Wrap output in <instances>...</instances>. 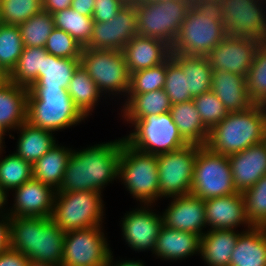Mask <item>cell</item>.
<instances>
[{
    "mask_svg": "<svg viewBox=\"0 0 266 266\" xmlns=\"http://www.w3.org/2000/svg\"><path fill=\"white\" fill-rule=\"evenodd\" d=\"M229 266H266V227L251 226L239 234Z\"/></svg>",
    "mask_w": 266,
    "mask_h": 266,
    "instance_id": "obj_26",
    "label": "cell"
},
{
    "mask_svg": "<svg viewBox=\"0 0 266 266\" xmlns=\"http://www.w3.org/2000/svg\"><path fill=\"white\" fill-rule=\"evenodd\" d=\"M5 209L0 210V254L10 248V217L4 213Z\"/></svg>",
    "mask_w": 266,
    "mask_h": 266,
    "instance_id": "obj_49",
    "label": "cell"
},
{
    "mask_svg": "<svg viewBox=\"0 0 266 266\" xmlns=\"http://www.w3.org/2000/svg\"><path fill=\"white\" fill-rule=\"evenodd\" d=\"M55 27L69 33L80 46L85 47L91 38L94 21L72 8L53 14Z\"/></svg>",
    "mask_w": 266,
    "mask_h": 266,
    "instance_id": "obj_37",
    "label": "cell"
},
{
    "mask_svg": "<svg viewBox=\"0 0 266 266\" xmlns=\"http://www.w3.org/2000/svg\"><path fill=\"white\" fill-rule=\"evenodd\" d=\"M207 231L214 229L235 230L239 226L249 229L242 192L205 200Z\"/></svg>",
    "mask_w": 266,
    "mask_h": 266,
    "instance_id": "obj_20",
    "label": "cell"
},
{
    "mask_svg": "<svg viewBox=\"0 0 266 266\" xmlns=\"http://www.w3.org/2000/svg\"><path fill=\"white\" fill-rule=\"evenodd\" d=\"M134 132L124 140L139 151L158 155L178 150L189 143L181 136L170 112L146 116L137 120Z\"/></svg>",
    "mask_w": 266,
    "mask_h": 266,
    "instance_id": "obj_10",
    "label": "cell"
},
{
    "mask_svg": "<svg viewBox=\"0 0 266 266\" xmlns=\"http://www.w3.org/2000/svg\"><path fill=\"white\" fill-rule=\"evenodd\" d=\"M225 37L226 30L216 7L192 4L171 47V53L208 56Z\"/></svg>",
    "mask_w": 266,
    "mask_h": 266,
    "instance_id": "obj_5",
    "label": "cell"
},
{
    "mask_svg": "<svg viewBox=\"0 0 266 266\" xmlns=\"http://www.w3.org/2000/svg\"><path fill=\"white\" fill-rule=\"evenodd\" d=\"M201 236L166 227L164 224L156 239L153 254L165 261H177L200 254ZM186 257V258H185Z\"/></svg>",
    "mask_w": 266,
    "mask_h": 266,
    "instance_id": "obj_24",
    "label": "cell"
},
{
    "mask_svg": "<svg viewBox=\"0 0 266 266\" xmlns=\"http://www.w3.org/2000/svg\"><path fill=\"white\" fill-rule=\"evenodd\" d=\"M24 47H43L55 28L53 14L42 10L18 25Z\"/></svg>",
    "mask_w": 266,
    "mask_h": 266,
    "instance_id": "obj_39",
    "label": "cell"
},
{
    "mask_svg": "<svg viewBox=\"0 0 266 266\" xmlns=\"http://www.w3.org/2000/svg\"><path fill=\"white\" fill-rule=\"evenodd\" d=\"M241 232L214 229L201 237L200 256L207 266H229L230 258Z\"/></svg>",
    "mask_w": 266,
    "mask_h": 266,
    "instance_id": "obj_28",
    "label": "cell"
},
{
    "mask_svg": "<svg viewBox=\"0 0 266 266\" xmlns=\"http://www.w3.org/2000/svg\"><path fill=\"white\" fill-rule=\"evenodd\" d=\"M44 49L59 58L80 59L82 46L67 32L54 28Z\"/></svg>",
    "mask_w": 266,
    "mask_h": 266,
    "instance_id": "obj_46",
    "label": "cell"
},
{
    "mask_svg": "<svg viewBox=\"0 0 266 266\" xmlns=\"http://www.w3.org/2000/svg\"><path fill=\"white\" fill-rule=\"evenodd\" d=\"M123 138L102 142L82 150H73L56 192H101L118 179L120 150Z\"/></svg>",
    "mask_w": 266,
    "mask_h": 266,
    "instance_id": "obj_1",
    "label": "cell"
},
{
    "mask_svg": "<svg viewBox=\"0 0 266 266\" xmlns=\"http://www.w3.org/2000/svg\"><path fill=\"white\" fill-rule=\"evenodd\" d=\"M263 142L266 145V125H265V129H264V137H263Z\"/></svg>",
    "mask_w": 266,
    "mask_h": 266,
    "instance_id": "obj_58",
    "label": "cell"
},
{
    "mask_svg": "<svg viewBox=\"0 0 266 266\" xmlns=\"http://www.w3.org/2000/svg\"><path fill=\"white\" fill-rule=\"evenodd\" d=\"M266 108L254 104L246 110L228 115L209 130L206 147L225 156L238 153L263 142Z\"/></svg>",
    "mask_w": 266,
    "mask_h": 266,
    "instance_id": "obj_3",
    "label": "cell"
},
{
    "mask_svg": "<svg viewBox=\"0 0 266 266\" xmlns=\"http://www.w3.org/2000/svg\"><path fill=\"white\" fill-rule=\"evenodd\" d=\"M114 256L111 254V256H110V259H109V261L107 262V264H106V266H145L144 264V262H142L141 260H136V261H134V260H125V261H118V262H116V263H114V265H113V260H114V258H113Z\"/></svg>",
    "mask_w": 266,
    "mask_h": 266,
    "instance_id": "obj_52",
    "label": "cell"
},
{
    "mask_svg": "<svg viewBox=\"0 0 266 266\" xmlns=\"http://www.w3.org/2000/svg\"><path fill=\"white\" fill-rule=\"evenodd\" d=\"M101 192H56L50 219L64 231L101 226L105 213Z\"/></svg>",
    "mask_w": 266,
    "mask_h": 266,
    "instance_id": "obj_8",
    "label": "cell"
},
{
    "mask_svg": "<svg viewBox=\"0 0 266 266\" xmlns=\"http://www.w3.org/2000/svg\"><path fill=\"white\" fill-rule=\"evenodd\" d=\"M103 226L67 231L61 266H106L113 252Z\"/></svg>",
    "mask_w": 266,
    "mask_h": 266,
    "instance_id": "obj_14",
    "label": "cell"
},
{
    "mask_svg": "<svg viewBox=\"0 0 266 266\" xmlns=\"http://www.w3.org/2000/svg\"><path fill=\"white\" fill-rule=\"evenodd\" d=\"M13 190L14 203L6 212L9 217H51L56 193L51 186L32 177Z\"/></svg>",
    "mask_w": 266,
    "mask_h": 266,
    "instance_id": "obj_18",
    "label": "cell"
},
{
    "mask_svg": "<svg viewBox=\"0 0 266 266\" xmlns=\"http://www.w3.org/2000/svg\"><path fill=\"white\" fill-rule=\"evenodd\" d=\"M4 198L0 195V210H4Z\"/></svg>",
    "mask_w": 266,
    "mask_h": 266,
    "instance_id": "obj_57",
    "label": "cell"
},
{
    "mask_svg": "<svg viewBox=\"0 0 266 266\" xmlns=\"http://www.w3.org/2000/svg\"><path fill=\"white\" fill-rule=\"evenodd\" d=\"M170 113L179 133L189 144L206 145L209 129L203 124L193 100L173 104Z\"/></svg>",
    "mask_w": 266,
    "mask_h": 266,
    "instance_id": "obj_31",
    "label": "cell"
},
{
    "mask_svg": "<svg viewBox=\"0 0 266 266\" xmlns=\"http://www.w3.org/2000/svg\"><path fill=\"white\" fill-rule=\"evenodd\" d=\"M80 64L105 96H126L131 74L122 51L82 48Z\"/></svg>",
    "mask_w": 266,
    "mask_h": 266,
    "instance_id": "obj_9",
    "label": "cell"
},
{
    "mask_svg": "<svg viewBox=\"0 0 266 266\" xmlns=\"http://www.w3.org/2000/svg\"><path fill=\"white\" fill-rule=\"evenodd\" d=\"M1 22L20 25L43 10L42 0H0Z\"/></svg>",
    "mask_w": 266,
    "mask_h": 266,
    "instance_id": "obj_43",
    "label": "cell"
},
{
    "mask_svg": "<svg viewBox=\"0 0 266 266\" xmlns=\"http://www.w3.org/2000/svg\"><path fill=\"white\" fill-rule=\"evenodd\" d=\"M3 151H0V155ZM32 177V165L15 153L0 158V195L4 198V207L8 203V191H13Z\"/></svg>",
    "mask_w": 266,
    "mask_h": 266,
    "instance_id": "obj_35",
    "label": "cell"
},
{
    "mask_svg": "<svg viewBox=\"0 0 266 266\" xmlns=\"http://www.w3.org/2000/svg\"><path fill=\"white\" fill-rule=\"evenodd\" d=\"M46 53L43 47H24L16 66L7 79L29 89L38 81V73L42 71L43 56Z\"/></svg>",
    "mask_w": 266,
    "mask_h": 266,
    "instance_id": "obj_36",
    "label": "cell"
},
{
    "mask_svg": "<svg viewBox=\"0 0 266 266\" xmlns=\"http://www.w3.org/2000/svg\"><path fill=\"white\" fill-rule=\"evenodd\" d=\"M247 91L254 104H266V40L260 41L246 76Z\"/></svg>",
    "mask_w": 266,
    "mask_h": 266,
    "instance_id": "obj_40",
    "label": "cell"
},
{
    "mask_svg": "<svg viewBox=\"0 0 266 266\" xmlns=\"http://www.w3.org/2000/svg\"><path fill=\"white\" fill-rule=\"evenodd\" d=\"M135 2L129 0L109 22L94 21L92 35L86 48L122 51L138 34Z\"/></svg>",
    "mask_w": 266,
    "mask_h": 266,
    "instance_id": "obj_15",
    "label": "cell"
},
{
    "mask_svg": "<svg viewBox=\"0 0 266 266\" xmlns=\"http://www.w3.org/2000/svg\"><path fill=\"white\" fill-rule=\"evenodd\" d=\"M256 1H259V2H266V0H256Z\"/></svg>",
    "mask_w": 266,
    "mask_h": 266,
    "instance_id": "obj_61",
    "label": "cell"
},
{
    "mask_svg": "<svg viewBox=\"0 0 266 266\" xmlns=\"http://www.w3.org/2000/svg\"><path fill=\"white\" fill-rule=\"evenodd\" d=\"M233 183L238 192H244L266 175V145L255 144L228 156Z\"/></svg>",
    "mask_w": 266,
    "mask_h": 266,
    "instance_id": "obj_21",
    "label": "cell"
},
{
    "mask_svg": "<svg viewBox=\"0 0 266 266\" xmlns=\"http://www.w3.org/2000/svg\"><path fill=\"white\" fill-rule=\"evenodd\" d=\"M193 101L203 124L209 130L220 123L229 113L212 90L194 97Z\"/></svg>",
    "mask_w": 266,
    "mask_h": 266,
    "instance_id": "obj_45",
    "label": "cell"
},
{
    "mask_svg": "<svg viewBox=\"0 0 266 266\" xmlns=\"http://www.w3.org/2000/svg\"><path fill=\"white\" fill-rule=\"evenodd\" d=\"M245 214L252 226L266 227V175L242 192Z\"/></svg>",
    "mask_w": 266,
    "mask_h": 266,
    "instance_id": "obj_41",
    "label": "cell"
},
{
    "mask_svg": "<svg viewBox=\"0 0 266 266\" xmlns=\"http://www.w3.org/2000/svg\"><path fill=\"white\" fill-rule=\"evenodd\" d=\"M211 90L229 113L243 111L254 105L247 91L245 76L213 70Z\"/></svg>",
    "mask_w": 266,
    "mask_h": 266,
    "instance_id": "obj_23",
    "label": "cell"
},
{
    "mask_svg": "<svg viewBox=\"0 0 266 266\" xmlns=\"http://www.w3.org/2000/svg\"><path fill=\"white\" fill-rule=\"evenodd\" d=\"M80 65V59L59 58L48 52L43 56L42 71L38 81L30 88L68 89L73 73Z\"/></svg>",
    "mask_w": 266,
    "mask_h": 266,
    "instance_id": "obj_32",
    "label": "cell"
},
{
    "mask_svg": "<svg viewBox=\"0 0 266 266\" xmlns=\"http://www.w3.org/2000/svg\"><path fill=\"white\" fill-rule=\"evenodd\" d=\"M133 1L138 34L162 40L172 47L192 5L191 0Z\"/></svg>",
    "mask_w": 266,
    "mask_h": 266,
    "instance_id": "obj_7",
    "label": "cell"
},
{
    "mask_svg": "<svg viewBox=\"0 0 266 266\" xmlns=\"http://www.w3.org/2000/svg\"><path fill=\"white\" fill-rule=\"evenodd\" d=\"M171 55L182 66L183 74L187 77L188 92L193 98L211 91L213 69L207 56Z\"/></svg>",
    "mask_w": 266,
    "mask_h": 266,
    "instance_id": "obj_33",
    "label": "cell"
},
{
    "mask_svg": "<svg viewBox=\"0 0 266 266\" xmlns=\"http://www.w3.org/2000/svg\"><path fill=\"white\" fill-rule=\"evenodd\" d=\"M129 0H96L93 21L109 22L124 7Z\"/></svg>",
    "mask_w": 266,
    "mask_h": 266,
    "instance_id": "obj_47",
    "label": "cell"
},
{
    "mask_svg": "<svg viewBox=\"0 0 266 266\" xmlns=\"http://www.w3.org/2000/svg\"><path fill=\"white\" fill-rule=\"evenodd\" d=\"M5 135H7L6 132L3 131L2 128H0V151L3 150V148H5V147H4L5 143H4V141H3L4 138H5V137H4ZM3 144H4V145H3Z\"/></svg>",
    "mask_w": 266,
    "mask_h": 266,
    "instance_id": "obj_55",
    "label": "cell"
},
{
    "mask_svg": "<svg viewBox=\"0 0 266 266\" xmlns=\"http://www.w3.org/2000/svg\"><path fill=\"white\" fill-rule=\"evenodd\" d=\"M146 1L161 2V1H166V0H146Z\"/></svg>",
    "mask_w": 266,
    "mask_h": 266,
    "instance_id": "obj_59",
    "label": "cell"
},
{
    "mask_svg": "<svg viewBox=\"0 0 266 266\" xmlns=\"http://www.w3.org/2000/svg\"><path fill=\"white\" fill-rule=\"evenodd\" d=\"M28 88L10 82L0 85V128L15 131L26 122Z\"/></svg>",
    "mask_w": 266,
    "mask_h": 266,
    "instance_id": "obj_25",
    "label": "cell"
},
{
    "mask_svg": "<svg viewBox=\"0 0 266 266\" xmlns=\"http://www.w3.org/2000/svg\"><path fill=\"white\" fill-rule=\"evenodd\" d=\"M201 147L188 144L178 150L156 155L161 198L190 194L194 163Z\"/></svg>",
    "mask_w": 266,
    "mask_h": 266,
    "instance_id": "obj_12",
    "label": "cell"
},
{
    "mask_svg": "<svg viewBox=\"0 0 266 266\" xmlns=\"http://www.w3.org/2000/svg\"><path fill=\"white\" fill-rule=\"evenodd\" d=\"M24 45L18 25L0 24V70L9 75L22 54Z\"/></svg>",
    "mask_w": 266,
    "mask_h": 266,
    "instance_id": "obj_38",
    "label": "cell"
},
{
    "mask_svg": "<svg viewBox=\"0 0 266 266\" xmlns=\"http://www.w3.org/2000/svg\"><path fill=\"white\" fill-rule=\"evenodd\" d=\"M124 98L126 99L121 114L127 124L131 123V126L146 116L170 112L172 106L163 89L141 94H127Z\"/></svg>",
    "mask_w": 266,
    "mask_h": 266,
    "instance_id": "obj_27",
    "label": "cell"
},
{
    "mask_svg": "<svg viewBox=\"0 0 266 266\" xmlns=\"http://www.w3.org/2000/svg\"><path fill=\"white\" fill-rule=\"evenodd\" d=\"M167 60L162 64L131 74L128 94H141L164 88Z\"/></svg>",
    "mask_w": 266,
    "mask_h": 266,
    "instance_id": "obj_44",
    "label": "cell"
},
{
    "mask_svg": "<svg viewBox=\"0 0 266 266\" xmlns=\"http://www.w3.org/2000/svg\"><path fill=\"white\" fill-rule=\"evenodd\" d=\"M153 205H142L125 213L121 218L122 235L129 247L135 251H152L163 226V217L152 211Z\"/></svg>",
    "mask_w": 266,
    "mask_h": 266,
    "instance_id": "obj_16",
    "label": "cell"
},
{
    "mask_svg": "<svg viewBox=\"0 0 266 266\" xmlns=\"http://www.w3.org/2000/svg\"><path fill=\"white\" fill-rule=\"evenodd\" d=\"M237 192L228 156L202 146L196 155L190 194L207 200Z\"/></svg>",
    "mask_w": 266,
    "mask_h": 266,
    "instance_id": "obj_11",
    "label": "cell"
},
{
    "mask_svg": "<svg viewBox=\"0 0 266 266\" xmlns=\"http://www.w3.org/2000/svg\"><path fill=\"white\" fill-rule=\"evenodd\" d=\"M96 0H72L71 8L81 15L93 16Z\"/></svg>",
    "mask_w": 266,
    "mask_h": 266,
    "instance_id": "obj_51",
    "label": "cell"
},
{
    "mask_svg": "<svg viewBox=\"0 0 266 266\" xmlns=\"http://www.w3.org/2000/svg\"><path fill=\"white\" fill-rule=\"evenodd\" d=\"M65 234L47 217H10V248L29 261L61 266Z\"/></svg>",
    "mask_w": 266,
    "mask_h": 266,
    "instance_id": "obj_2",
    "label": "cell"
},
{
    "mask_svg": "<svg viewBox=\"0 0 266 266\" xmlns=\"http://www.w3.org/2000/svg\"><path fill=\"white\" fill-rule=\"evenodd\" d=\"M71 4L72 0H42L43 10L50 14L71 8Z\"/></svg>",
    "mask_w": 266,
    "mask_h": 266,
    "instance_id": "obj_50",
    "label": "cell"
},
{
    "mask_svg": "<svg viewBox=\"0 0 266 266\" xmlns=\"http://www.w3.org/2000/svg\"><path fill=\"white\" fill-rule=\"evenodd\" d=\"M19 137L16 145V152L23 160L34 165L45 153L55 144L56 138L53 132L35 127L27 121L18 127Z\"/></svg>",
    "mask_w": 266,
    "mask_h": 266,
    "instance_id": "obj_29",
    "label": "cell"
},
{
    "mask_svg": "<svg viewBox=\"0 0 266 266\" xmlns=\"http://www.w3.org/2000/svg\"><path fill=\"white\" fill-rule=\"evenodd\" d=\"M265 4L256 0H221L215 7L226 36L266 40Z\"/></svg>",
    "mask_w": 266,
    "mask_h": 266,
    "instance_id": "obj_13",
    "label": "cell"
},
{
    "mask_svg": "<svg viewBox=\"0 0 266 266\" xmlns=\"http://www.w3.org/2000/svg\"><path fill=\"white\" fill-rule=\"evenodd\" d=\"M118 179L142 205H154L161 199L157 156L139 151L125 140L120 150Z\"/></svg>",
    "mask_w": 266,
    "mask_h": 266,
    "instance_id": "obj_6",
    "label": "cell"
},
{
    "mask_svg": "<svg viewBox=\"0 0 266 266\" xmlns=\"http://www.w3.org/2000/svg\"><path fill=\"white\" fill-rule=\"evenodd\" d=\"M86 117L64 88H29L26 121L43 130L54 132L70 128Z\"/></svg>",
    "mask_w": 266,
    "mask_h": 266,
    "instance_id": "obj_4",
    "label": "cell"
},
{
    "mask_svg": "<svg viewBox=\"0 0 266 266\" xmlns=\"http://www.w3.org/2000/svg\"><path fill=\"white\" fill-rule=\"evenodd\" d=\"M28 258L12 248L0 254V266H27Z\"/></svg>",
    "mask_w": 266,
    "mask_h": 266,
    "instance_id": "obj_48",
    "label": "cell"
},
{
    "mask_svg": "<svg viewBox=\"0 0 266 266\" xmlns=\"http://www.w3.org/2000/svg\"><path fill=\"white\" fill-rule=\"evenodd\" d=\"M7 80V75H5L1 70H0V85L4 83Z\"/></svg>",
    "mask_w": 266,
    "mask_h": 266,
    "instance_id": "obj_56",
    "label": "cell"
},
{
    "mask_svg": "<svg viewBox=\"0 0 266 266\" xmlns=\"http://www.w3.org/2000/svg\"><path fill=\"white\" fill-rule=\"evenodd\" d=\"M130 74L158 66L171 56V47L164 41L142 36H134L122 50Z\"/></svg>",
    "mask_w": 266,
    "mask_h": 266,
    "instance_id": "obj_22",
    "label": "cell"
},
{
    "mask_svg": "<svg viewBox=\"0 0 266 266\" xmlns=\"http://www.w3.org/2000/svg\"><path fill=\"white\" fill-rule=\"evenodd\" d=\"M171 203L162 212L166 227L203 236L206 226L205 200L192 194L170 198Z\"/></svg>",
    "mask_w": 266,
    "mask_h": 266,
    "instance_id": "obj_19",
    "label": "cell"
},
{
    "mask_svg": "<svg viewBox=\"0 0 266 266\" xmlns=\"http://www.w3.org/2000/svg\"><path fill=\"white\" fill-rule=\"evenodd\" d=\"M27 266H59V265H54V264L44 263V262H37V261H29Z\"/></svg>",
    "mask_w": 266,
    "mask_h": 266,
    "instance_id": "obj_54",
    "label": "cell"
},
{
    "mask_svg": "<svg viewBox=\"0 0 266 266\" xmlns=\"http://www.w3.org/2000/svg\"><path fill=\"white\" fill-rule=\"evenodd\" d=\"M260 41L226 36L209 54L213 70L247 76Z\"/></svg>",
    "mask_w": 266,
    "mask_h": 266,
    "instance_id": "obj_17",
    "label": "cell"
},
{
    "mask_svg": "<svg viewBox=\"0 0 266 266\" xmlns=\"http://www.w3.org/2000/svg\"><path fill=\"white\" fill-rule=\"evenodd\" d=\"M221 0H191L197 6H216Z\"/></svg>",
    "mask_w": 266,
    "mask_h": 266,
    "instance_id": "obj_53",
    "label": "cell"
},
{
    "mask_svg": "<svg viewBox=\"0 0 266 266\" xmlns=\"http://www.w3.org/2000/svg\"><path fill=\"white\" fill-rule=\"evenodd\" d=\"M72 151V148H66L56 143L32 165L33 178L58 191Z\"/></svg>",
    "mask_w": 266,
    "mask_h": 266,
    "instance_id": "obj_30",
    "label": "cell"
},
{
    "mask_svg": "<svg viewBox=\"0 0 266 266\" xmlns=\"http://www.w3.org/2000/svg\"><path fill=\"white\" fill-rule=\"evenodd\" d=\"M163 90L167 93L171 104L193 100L188 92L187 77L183 74L182 66L172 57L167 59V73Z\"/></svg>",
    "mask_w": 266,
    "mask_h": 266,
    "instance_id": "obj_42",
    "label": "cell"
},
{
    "mask_svg": "<svg viewBox=\"0 0 266 266\" xmlns=\"http://www.w3.org/2000/svg\"><path fill=\"white\" fill-rule=\"evenodd\" d=\"M67 91L75 106L85 117H88L93 112L98 105L99 99L103 96L81 64L73 73Z\"/></svg>",
    "mask_w": 266,
    "mask_h": 266,
    "instance_id": "obj_34",
    "label": "cell"
},
{
    "mask_svg": "<svg viewBox=\"0 0 266 266\" xmlns=\"http://www.w3.org/2000/svg\"><path fill=\"white\" fill-rule=\"evenodd\" d=\"M1 4H0V24H1Z\"/></svg>",
    "mask_w": 266,
    "mask_h": 266,
    "instance_id": "obj_60",
    "label": "cell"
}]
</instances>
